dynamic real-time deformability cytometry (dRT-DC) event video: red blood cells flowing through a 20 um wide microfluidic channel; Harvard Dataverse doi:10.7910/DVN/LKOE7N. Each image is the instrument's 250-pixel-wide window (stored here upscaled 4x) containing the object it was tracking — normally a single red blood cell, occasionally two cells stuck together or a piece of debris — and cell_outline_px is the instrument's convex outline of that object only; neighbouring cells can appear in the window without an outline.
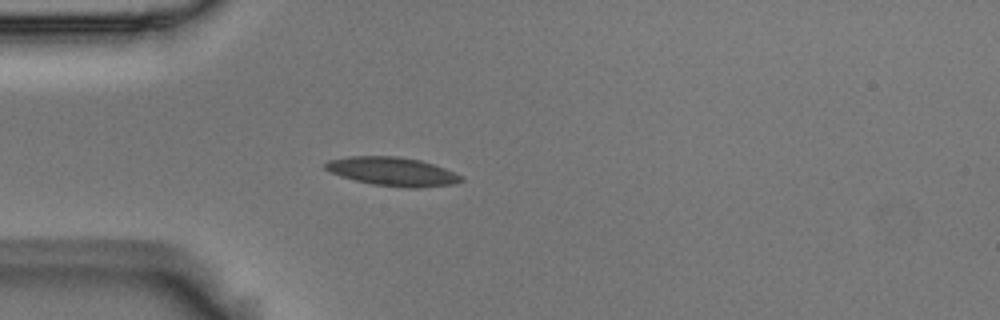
{"species": "Egyptian fruit bat (a non-hibernating species)", "species_latin": "Rousettus aegyptiacus", "temperature_condition": "room temperature", "stored_images_in_passage": 11, "camera_frame_rate_fps": 3000, "um_per_image_px": 0.085, "animal": {"sex": "male"}, "frame": {"image": 1, "passage_image": 7, "time_ms": 2.0, "image_size_px": [1000, 320], "cell_outline_px": [[464, 180], [452, 184], [420, 188], [404, 188], [372, 184], [340, 176], [324, 168], [324, 164], [328, 160], [348, 156], [396, 156], [420, 160], [444, 168], [464, 176]], "centroid_in_image_um": [33.37, 14.58], "position_along_channel_um": 51.6, "area_um2": 22.72}}